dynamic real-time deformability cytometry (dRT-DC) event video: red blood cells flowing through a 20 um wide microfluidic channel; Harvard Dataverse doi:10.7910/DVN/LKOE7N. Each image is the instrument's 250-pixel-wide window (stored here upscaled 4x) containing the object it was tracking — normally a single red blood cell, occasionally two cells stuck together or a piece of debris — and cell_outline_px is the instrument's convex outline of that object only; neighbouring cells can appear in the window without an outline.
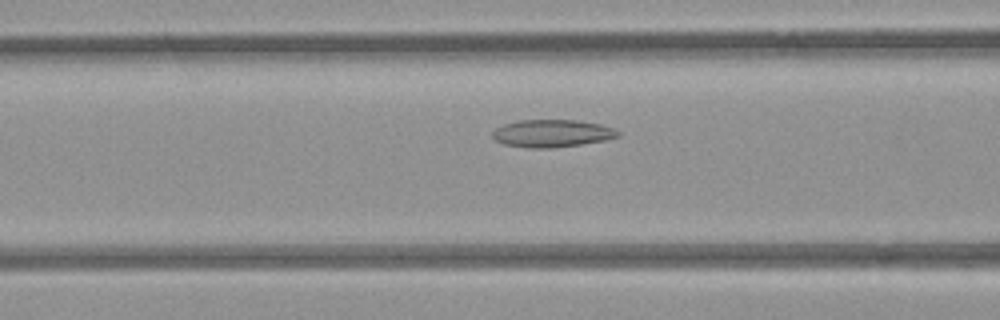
{"species": "common noctule bat (a hibernating species)", "species_latin": "Nyctalus noctula", "temperature_condition": "room temperature", "stored_images_in_passage": 45, "camera_frame_rate_fps": 3000, "um_per_image_px": 0.085, "animal": {"sex": "female", "body_mass_g": 21.9}, "frame": {"image": 1, "passage_image": 13, "time_ms": 4.0, "image_size_px": [1000, 320], "cell_outline_px": [[620, 136], [604, 140], [556, 148], [528, 148], [504, 144], [496, 140], [492, 136], [492, 132], [496, 128], [504, 124], [520, 120], [576, 120], [600, 124], [612, 128], [620, 132]], "centroid_in_image_um": [46.91, 11.34], "position_along_channel_um": 119.7, "area_um2": 20.06}}
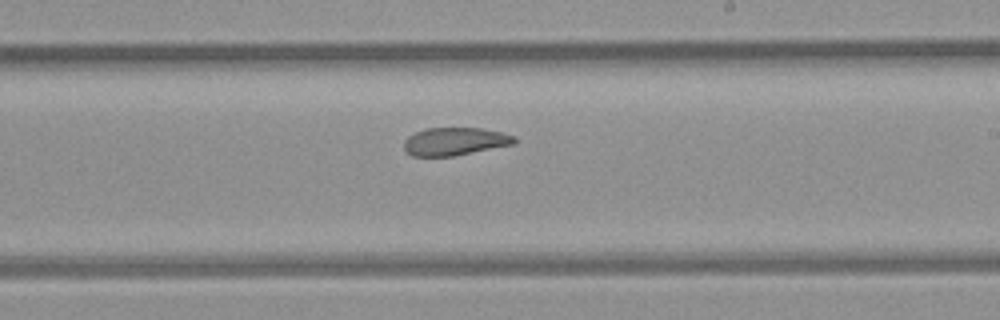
{"frame": {"image": 2, "passage_image": 23, "time_ms": 7.333, "image_size_px": [1000, 320], "cell_outline_px": [[516, 144], [452, 156], [412, 156], [404, 152], [404, 140], [408, 136], [424, 128], [480, 128], [500, 132], [516, 136]], "centroid_in_image_um": [38.65, 12.02], "position_along_channel_um": 250.4, "area_um2": 18.03}}
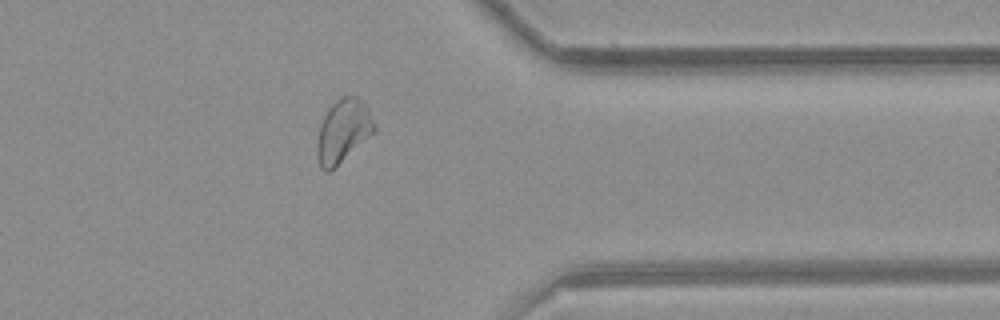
{"frame": {"image": 3, "passage_image": 34, "time_ms": 11.0, "image_size_px": [1000, 320], "cell_outline_px": [[376, 132], [328, 172], [324, 172], [320, 168], [316, 156], [316, 144], [320, 124], [328, 108], [340, 96], [356, 96], [364, 100], [368, 108], [376, 128]], "centroid_in_image_um": [29.16, 11.12], "position_along_channel_um": 382.2, "area_um2": 21.27}, "authors_computed_cell_mechanics": {"area_um2": 20.9814, "velocity_mm_per_s": 3.9186, "shape_relaxation_time_tau1_ms": null, "shape_relaxation_time_tau2_ms": 2.122, "deformation_change_tau1": null, "deformation_change_tau2": 0.0781}}